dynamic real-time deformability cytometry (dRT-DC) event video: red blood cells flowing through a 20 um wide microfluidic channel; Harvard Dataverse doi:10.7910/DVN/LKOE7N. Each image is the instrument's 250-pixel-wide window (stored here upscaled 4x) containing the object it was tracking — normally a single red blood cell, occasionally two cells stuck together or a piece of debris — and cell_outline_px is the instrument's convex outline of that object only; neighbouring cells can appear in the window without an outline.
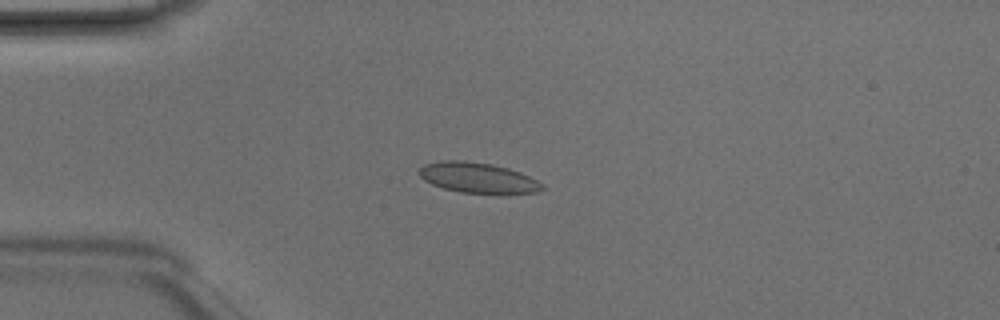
{"species": "Egyptian fruit bat (a non-hibernating species)", "species_latin": "Rousettus aegyptiacus", "temperature_condition": "room temperature", "stored_images_in_passage": 5, "camera_frame_rate_fps": 3000, "um_per_image_px": 0.085, "animal": {"sex": "male"}, "frame": {"image": 1, "passage_image": 4, "time_ms": 1.0, "image_size_px": [1000, 320], "cell_outline_px": [[548, 188], [536, 192], [504, 196], [500, 196], [460, 192], [444, 188], [432, 184], [424, 180], [416, 172], [424, 164], [440, 160], [464, 160], [492, 164], [508, 168], [520, 172], [544, 184]], "centroid_in_image_um": [40.67, 15.15], "position_along_channel_um": 44.3, "area_um2": 22.72}}